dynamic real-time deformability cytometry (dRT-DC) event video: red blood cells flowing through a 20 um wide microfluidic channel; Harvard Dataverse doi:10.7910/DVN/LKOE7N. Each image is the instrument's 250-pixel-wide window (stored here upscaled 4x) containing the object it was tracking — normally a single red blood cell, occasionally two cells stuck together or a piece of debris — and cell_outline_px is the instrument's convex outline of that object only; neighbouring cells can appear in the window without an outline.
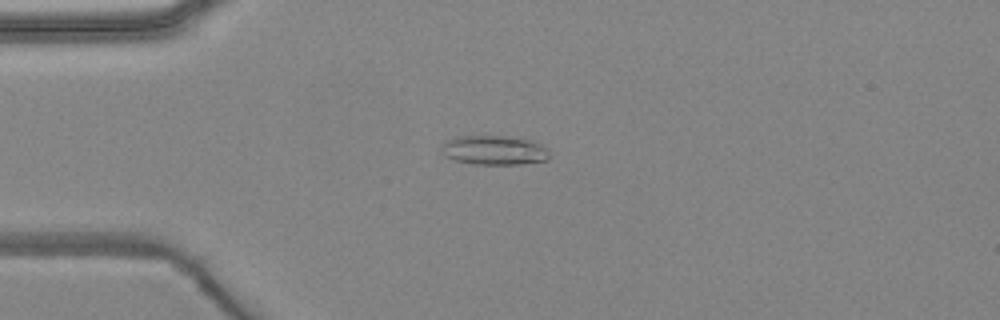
{"species": "common noctule bat (a hibernating species)", "species_latin": "Nyctalus noctula", "temperature_condition": "warm", "stored_images_in_passage": 6, "camera_frame_rate_fps": 3000, "um_per_image_px": 0.085, "animal": {"sex": "female", "body_mass_g": 24.6, "forearm_length_mm": 56.2}, "frame": {"image": 1, "passage_image": 3, "time_ms": 3.667, "image_size_px": [1000, 320], "cell_outline_px": [[548, 160], [520, 164], [476, 164], [456, 160], [444, 156], [440, 148], [440, 144], [444, 140], [456, 136], [504, 136], [532, 140], [548, 148]], "centroid_in_image_um": [41.96, 12.75], "position_along_channel_um": 43.0, "area_um2": 18.61}}
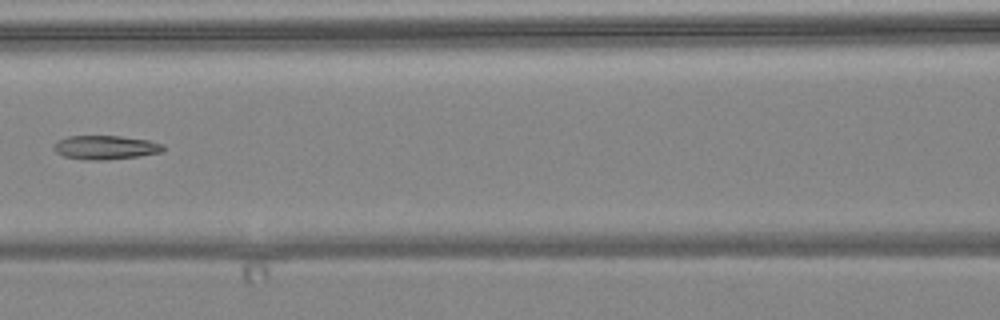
{"frame": {"image": 2, "passage_image": 6, "time_ms": 7.0, "image_size_px": [1000, 320], "cell_outline_px": [[164, 152], [140, 156], [104, 160], [88, 160], [64, 156], [56, 152], [52, 148], [52, 144], [56, 140], [68, 136], [120, 136], [148, 140], [164, 144]], "centroid_in_image_um": [8.95, 12.53], "position_along_channel_um": 157.6, "area_um2": 15.43}}